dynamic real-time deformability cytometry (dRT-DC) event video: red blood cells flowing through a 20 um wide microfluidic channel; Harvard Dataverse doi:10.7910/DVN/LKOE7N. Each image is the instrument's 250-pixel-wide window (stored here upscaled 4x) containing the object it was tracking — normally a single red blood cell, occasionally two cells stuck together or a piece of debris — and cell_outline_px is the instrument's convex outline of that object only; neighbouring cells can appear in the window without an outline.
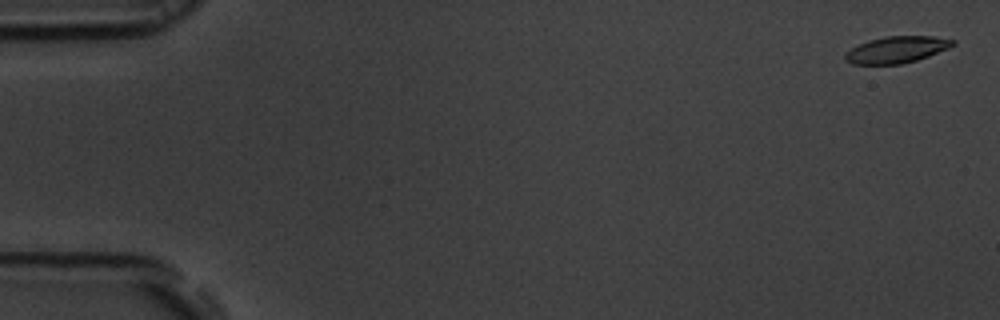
{"species": "common noctule bat (a hibernating species)", "species_latin": "Nyctalus noctula", "temperature_condition": "room temperature", "stored_images_in_passage": 56, "camera_frame_rate_fps": 3000, "um_per_image_px": 0.085, "animal": {"sex": "male", "body_mass_g": 19.5, "forearm_length_mm": 54.6}, "frame": {"image": 1, "passage_image": 2, "time_ms": 0.333, "image_size_px": [1000, 320], "cell_outline_px": [[956, 44], [948, 48], [928, 56], [916, 60], [900, 64], [852, 64], [844, 60], [844, 52], [868, 40], [884, 36], [932, 36], [956, 40]], "centroid_in_image_um": [76.19, 4.22], "position_along_channel_um": 8.8, "area_um2": 16.7}}
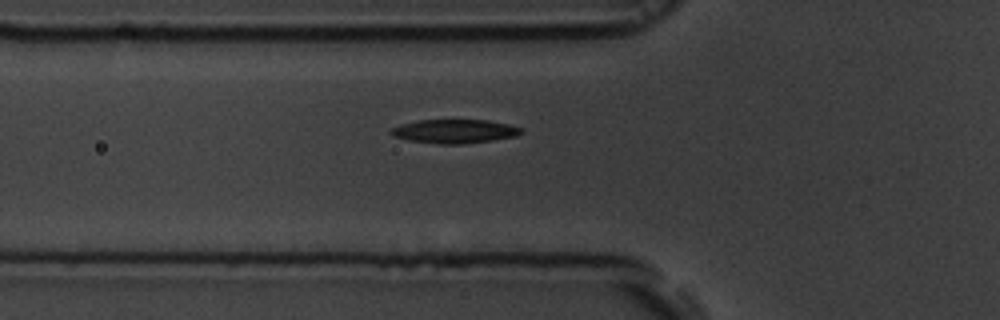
{"frame": {"image": 2, "passage_image": 20, "time_ms": 6.333, "image_size_px": [1000, 320], "cell_outline_px": [[524, 132], [516, 136], [492, 140], [460, 144], [440, 144], [408, 140], [392, 136], [388, 132], [392, 128], [400, 124], [416, 120], [488, 120], [508, 124], [524, 128]], "centroid_in_image_um": [38.63, 11.15], "position_along_channel_um": 87.2, "area_um2": 18.21}}
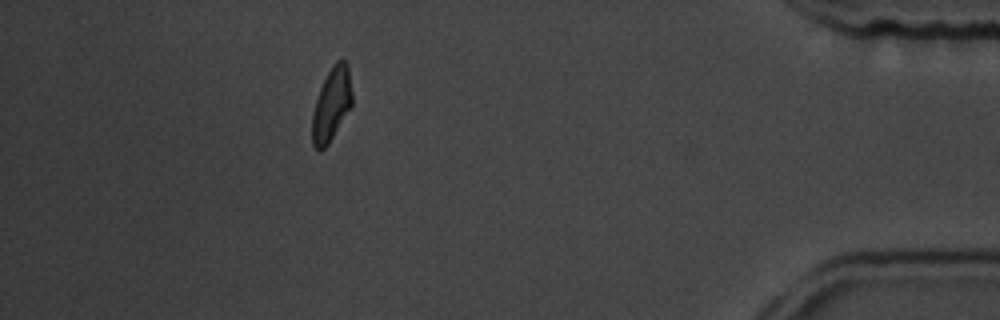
{"frame": {"image": 3, "passage_image": 50, "time_ms": 16.333, "image_size_px": [1000, 320], "cell_outline_px": [[352, 104], [328, 144], [320, 152], [312, 144], [312, 112], [320, 88], [332, 64], [336, 60], [344, 60], [348, 64], [352, 92]], "centroid_in_image_um": [28.17, 8.85], "position_along_channel_um": 407.0, "area_um2": 16.94}, "authors_computed_cell_mechanics": {"area_um2": 17.6868, "velocity_mm_per_s": 3.7119, "shape_relaxation_time_tau1_ms": 3.0652, "shape_relaxation_time_tau2_ms": 10.2805, "deformation_change_tau1": 0.1363, "deformation_change_tau2": 0.1769}}